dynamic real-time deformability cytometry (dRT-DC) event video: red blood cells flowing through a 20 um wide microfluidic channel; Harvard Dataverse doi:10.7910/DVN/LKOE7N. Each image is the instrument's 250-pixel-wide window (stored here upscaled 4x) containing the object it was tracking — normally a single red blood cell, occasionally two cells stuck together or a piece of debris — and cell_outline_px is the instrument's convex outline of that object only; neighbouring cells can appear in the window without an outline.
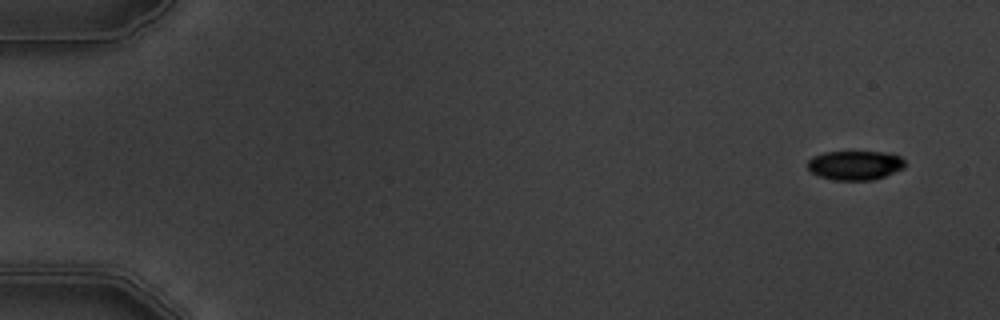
{"species": "common noctule bat (a hibernating species)", "species_latin": "Nyctalus noctula", "temperature_condition": "warm", "stored_images_in_passage": 5, "camera_frame_rate_fps": 3000, "um_per_image_px": 0.085, "animal": {"sex": "male", "body_mass_g": 19.5, "forearm_length_mm": 54.6}, "frame": {"image": 1, "passage_image": 1, "time_ms": 0.0, "image_size_px": [1000, 320], "cell_outline_px": [[908, 164], [904, 168], [884, 176], [872, 180], [832, 180], [820, 176], [812, 172], [808, 168], [808, 160], [812, 156], [824, 152], [884, 152], [900, 156]], "centroid_in_image_um": [72.69, 14.04], "position_along_channel_um": 12.3, "area_um2": 16.65}}
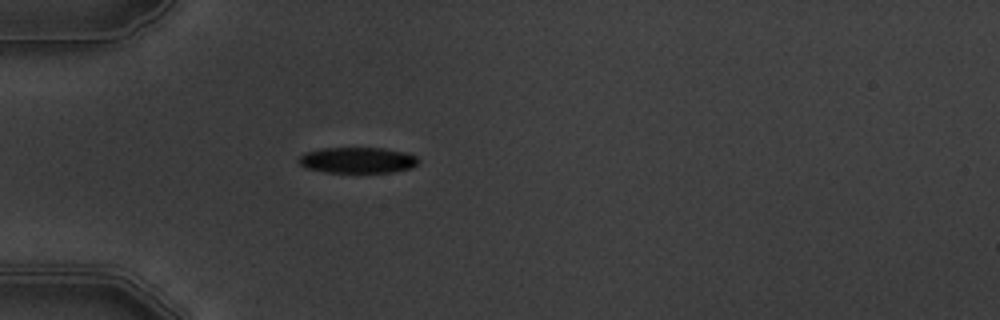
{"frame": {"image": 2, "passage_image": 5, "time_ms": 4.667, "image_size_px": [1000, 320], "cell_outline_px": [[420, 160], [412, 168], [396, 172], [324, 172], [304, 168], [296, 160], [304, 152], [324, 148], [384, 148], [404, 152], [416, 156]], "centroid_in_image_um": [30.37, 13.62], "position_along_channel_um": 54.6, "area_um2": 18.21}}